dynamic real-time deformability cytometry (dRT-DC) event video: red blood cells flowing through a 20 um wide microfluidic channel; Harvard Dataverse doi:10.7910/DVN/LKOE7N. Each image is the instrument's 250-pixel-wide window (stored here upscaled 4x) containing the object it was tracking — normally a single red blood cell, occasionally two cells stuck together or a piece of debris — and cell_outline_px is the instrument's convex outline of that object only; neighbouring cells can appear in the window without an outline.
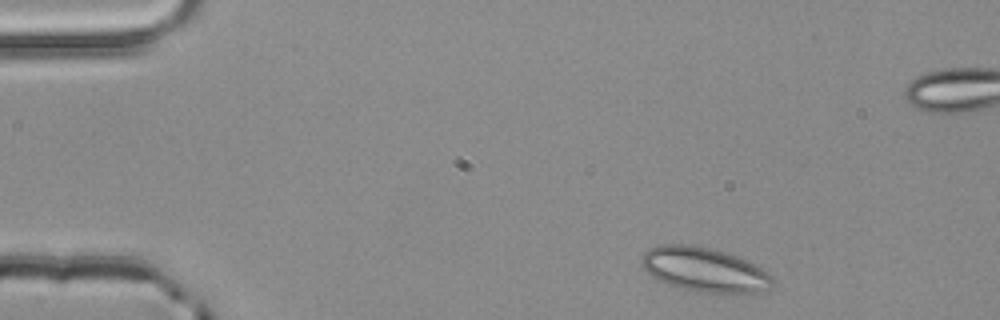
{"species": "common noctule bat (a hibernating species)", "species_latin": "Nyctalus noctula", "temperature_condition": "room temperature", "stored_images_in_passage": 4, "camera_frame_rate_fps": 3000, "um_per_image_px": 0.085, "animal": {"sex": "male", "body_mass_g": 20.4}, "frame": {"image": 1, "passage_image": 1, "time_ms": 0.0, "image_size_px": [1000, 320], "cell_outline_px": [[772, 288], [764, 292], [696, 292], [668, 284], [652, 276], [640, 264], [640, 260], [644, 252], [648, 248], [660, 244], [684, 244], [712, 248], [736, 256], [756, 264], [768, 272], [772, 276]], "centroid_in_image_um": [59.87, 22.91], "position_along_channel_um": 25.1, "area_um2": 33.81}}
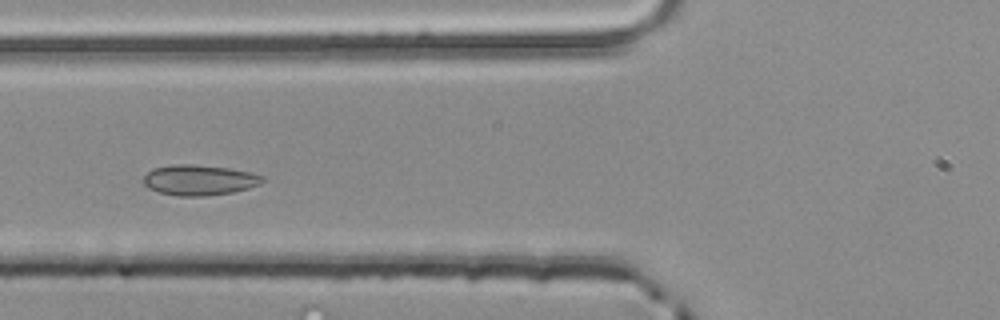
{"frame": {"image": 2, "passage_image": 4, "time_ms": 1.0, "image_size_px": [1000, 320], "cell_outline_px": [[268, 180], [260, 184], [248, 188], [232, 192], [204, 196], [176, 196], [160, 192], [148, 188], [144, 184], [144, 176], [152, 168], [172, 164], [192, 164], [228, 168], [248, 172], [264, 176]], "centroid_in_image_um": [16.94, 15.3], "position_along_channel_um": 108.9, "area_um2": 21.15}}